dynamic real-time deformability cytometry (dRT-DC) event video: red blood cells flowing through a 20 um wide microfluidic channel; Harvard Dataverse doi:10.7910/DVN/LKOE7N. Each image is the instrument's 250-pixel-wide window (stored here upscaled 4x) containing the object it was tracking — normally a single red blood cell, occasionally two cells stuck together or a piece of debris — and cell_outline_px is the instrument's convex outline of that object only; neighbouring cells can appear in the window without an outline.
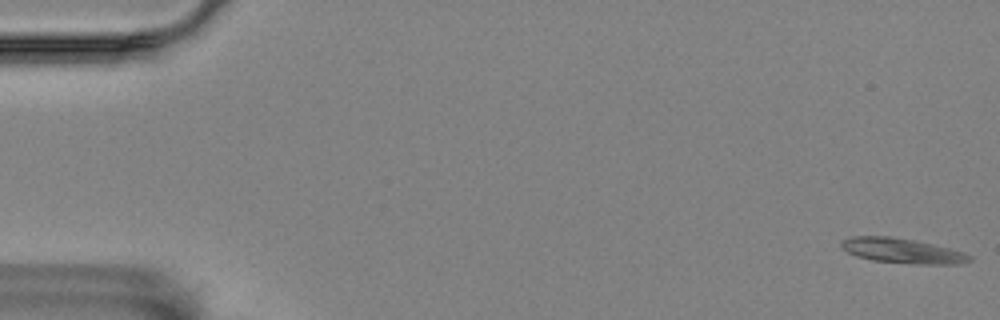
{"species": "Egyptian fruit bat (a non-hibernating species)", "species_latin": "Rousettus aegyptiacus", "temperature_condition": "room temperature", "stored_images_in_passage": 5, "camera_frame_rate_fps": 3000, "um_per_image_px": 0.085, "animal": {"sex": "female"}, "frame": {"image": 1, "passage_image": 1, "time_ms": 0.0, "image_size_px": [1000, 320], "cell_outline_px": [[972, 260], [960, 264], [916, 264], [872, 260], [856, 256], [840, 248], [840, 240], [852, 236], [888, 236], [912, 240], [932, 244], [964, 252], [972, 256]], "centroid_in_image_um": [76.66, 21.31], "position_along_channel_um": 8.3, "area_um2": 18.61}}
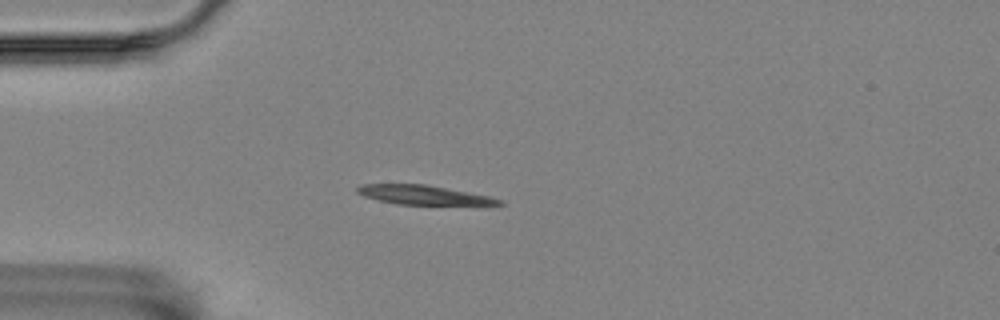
{"frame": {"image": 2, "passage_image": 5, "time_ms": 1.333, "image_size_px": [1000, 320], "cell_outline_px": [[504, 204], [396, 204], [364, 196], [356, 192], [356, 188], [360, 184], [428, 184], [488, 196], [504, 200]], "centroid_in_image_um": [35.95, 16.55], "position_along_channel_um": 49.1, "area_um2": 15.61}}